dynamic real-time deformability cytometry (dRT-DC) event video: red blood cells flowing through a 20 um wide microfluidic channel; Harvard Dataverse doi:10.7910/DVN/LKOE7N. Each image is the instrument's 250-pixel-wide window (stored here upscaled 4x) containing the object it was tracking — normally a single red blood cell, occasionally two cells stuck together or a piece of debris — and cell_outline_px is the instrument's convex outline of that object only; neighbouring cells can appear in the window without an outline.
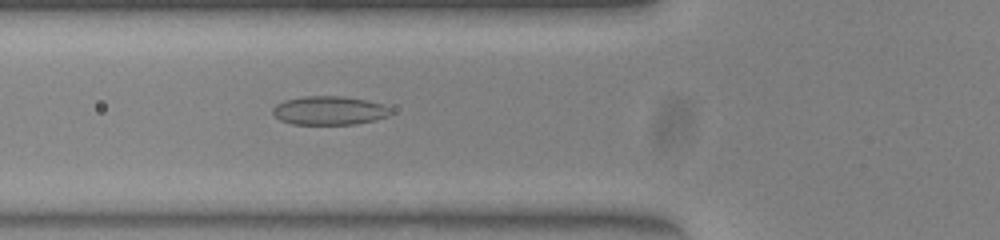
{"species": "common noctule bat (a hibernating species)", "species_latin": "Nyctalus noctula", "temperature_condition": "warm", "stored_images_in_passage": 52, "camera_frame_rate_fps": 3000, "um_per_image_px": 0.085, "animal": {"sex": "female", "body_mass_g": 23.0, "forearm_length_mm": 53.4}, "frame": {"image": 1, "passage_image": 19, "time_ms": 6.0, "image_size_px": [1000, 240], "cell_outline_px": [[392, 112], [388, 116], [376, 120], [356, 124], [292, 124], [280, 120], [272, 112], [272, 108], [276, 104], [284, 100], [304, 96], [344, 96], [364, 100], [380, 104], [388, 108]], "centroid_in_image_um": [27.95, 9.4], "position_along_channel_um": 97.8, "area_um2": 19.65}}
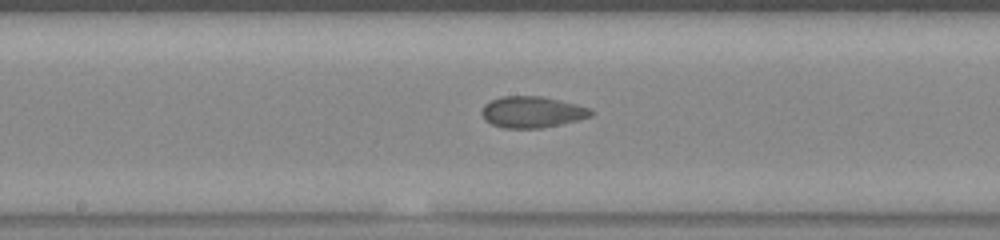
{"frame": {"image": 2, "passage_image": 27, "time_ms": 8.667, "image_size_px": [1000, 240], "cell_outline_px": [[592, 116], [560, 124], [540, 128], [504, 128], [492, 124], [484, 120], [480, 112], [484, 104], [492, 100], [504, 96], [540, 96], [560, 100], [592, 108]], "centroid_in_image_um": [45.21, 9.52], "position_along_channel_um": 203.0, "area_um2": 19.88}}
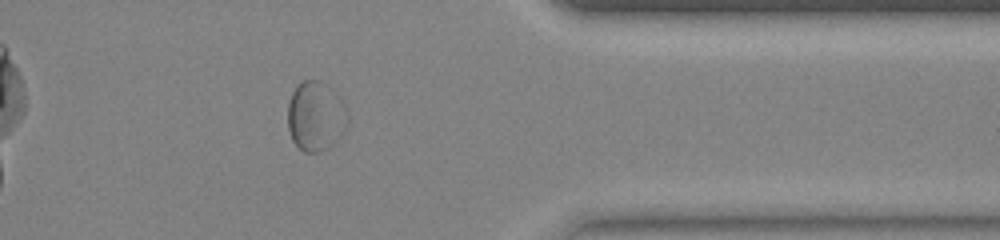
{"frame": {"image": 3, "passage_image": 42, "time_ms": 13.667, "image_size_px": [1000, 240], "cell_outline_px": [[348, 124], [344, 132], [328, 148], [320, 152], [304, 152], [292, 140], [288, 128], [288, 100], [292, 92], [300, 80], [320, 80], [332, 88], [336, 92], [344, 104], [348, 112]], "centroid_in_image_um": [26.84, 9.85], "position_along_channel_um": 384.6, "area_um2": 24.68}}